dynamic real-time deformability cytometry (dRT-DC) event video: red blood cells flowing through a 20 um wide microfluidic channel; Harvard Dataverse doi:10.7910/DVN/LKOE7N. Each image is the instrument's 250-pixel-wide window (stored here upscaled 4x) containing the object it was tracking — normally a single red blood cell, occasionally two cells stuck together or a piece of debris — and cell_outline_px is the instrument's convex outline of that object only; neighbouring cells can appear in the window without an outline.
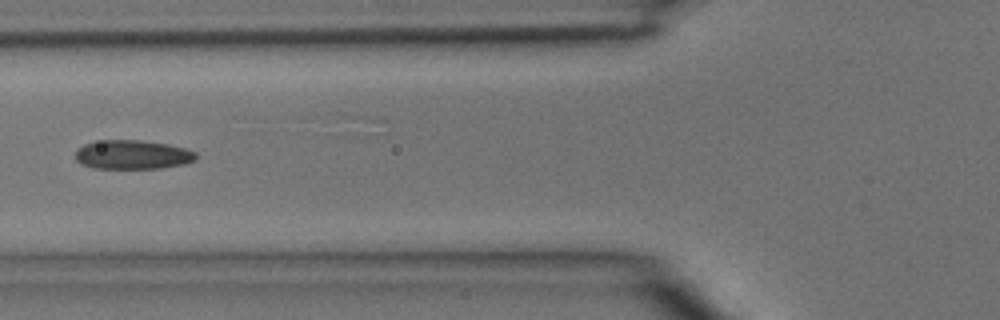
{"species": "common noctule bat (a hibernating species)", "species_latin": "Nyctalus noctula", "temperature_condition": "room temperature", "stored_images_in_passage": 4, "camera_frame_rate_fps": 3000, "um_per_image_px": 0.085, "animal": {"sex": "male", "body_mass_g": 15.6}, "frame": {"image": 1, "passage_image": 4, "time_ms": 1.0, "image_size_px": [1000, 320], "cell_outline_px": [[196, 160], [184, 164], [160, 168], [92, 168], [76, 160], [76, 148], [84, 144], [104, 140], [140, 140], [168, 144], [184, 148], [196, 152]], "centroid_in_image_um": [11.27, 13.14], "position_along_channel_um": 114.5, "area_um2": 20.35}}